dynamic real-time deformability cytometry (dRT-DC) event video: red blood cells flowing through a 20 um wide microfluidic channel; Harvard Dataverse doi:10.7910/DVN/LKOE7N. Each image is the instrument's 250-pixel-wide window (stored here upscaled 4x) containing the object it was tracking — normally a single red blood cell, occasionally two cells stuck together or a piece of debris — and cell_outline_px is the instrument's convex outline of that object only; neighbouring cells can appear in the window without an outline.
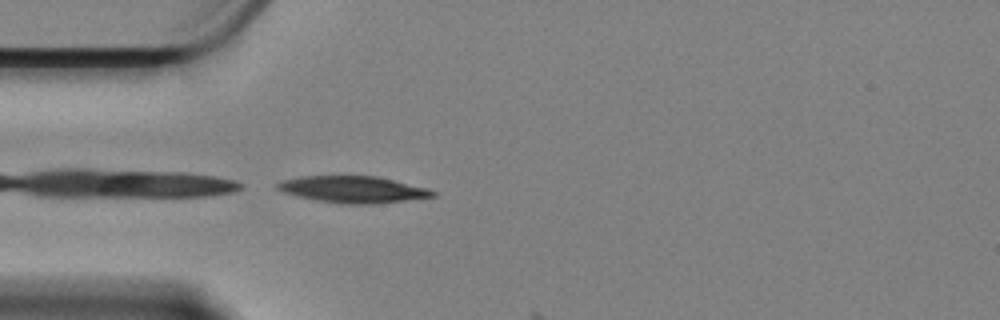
{"species": "Egyptian fruit bat (a non-hibernating species)", "species_latin": "Rousettus aegyptiacus", "temperature_condition": "cold", "stored_images_in_passage": 3, "camera_frame_rate_fps": 3000, "um_per_image_px": 0.085, "animal": {"sex": "female"}, "frame": {"image": 1, "passage_image": 1, "time_ms": 0.0, "image_size_px": [1000, 320], "cell_outline_px": [[436, 196], [376, 204], [340, 204], [316, 200], [296, 196], [284, 192], [276, 188], [276, 184], [280, 180], [300, 176], [376, 176], [428, 188], [436, 192]], "centroid_in_image_um": [29.98, 16.1], "position_along_channel_um": 55.0, "area_um2": 24.22}}